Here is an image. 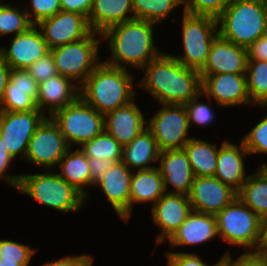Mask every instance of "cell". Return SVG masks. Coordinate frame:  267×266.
<instances>
[{
	"instance_id": "7a4b0ae2",
	"label": "cell",
	"mask_w": 267,
	"mask_h": 266,
	"mask_svg": "<svg viewBox=\"0 0 267 266\" xmlns=\"http://www.w3.org/2000/svg\"><path fill=\"white\" fill-rule=\"evenodd\" d=\"M153 24L134 18L106 29L101 37L109 42L111 59L104 62L124 69L127 64L142 69L158 57L162 52L153 45Z\"/></svg>"
},
{
	"instance_id": "ac0fdd59",
	"label": "cell",
	"mask_w": 267,
	"mask_h": 266,
	"mask_svg": "<svg viewBox=\"0 0 267 266\" xmlns=\"http://www.w3.org/2000/svg\"><path fill=\"white\" fill-rule=\"evenodd\" d=\"M192 211L188 195L165 193L155 204L152 213L154 222L161 227L157 245L168 239L186 220Z\"/></svg>"
},
{
	"instance_id": "44dd1931",
	"label": "cell",
	"mask_w": 267,
	"mask_h": 266,
	"mask_svg": "<svg viewBox=\"0 0 267 266\" xmlns=\"http://www.w3.org/2000/svg\"><path fill=\"white\" fill-rule=\"evenodd\" d=\"M158 160H160V166L157 168L163 178L165 193L167 192V185L170 184L174 187V191L167 193L189 195L195 176L185 150L160 152Z\"/></svg>"
},
{
	"instance_id": "ee69618b",
	"label": "cell",
	"mask_w": 267,
	"mask_h": 266,
	"mask_svg": "<svg viewBox=\"0 0 267 266\" xmlns=\"http://www.w3.org/2000/svg\"><path fill=\"white\" fill-rule=\"evenodd\" d=\"M14 160V158L9 154L7 148L4 145V142L2 141L0 137V179H2V176L6 178V183H9L12 186H15V188L19 187L21 175H5L4 173L9 169V166L11 164V161Z\"/></svg>"
},
{
	"instance_id": "f546056e",
	"label": "cell",
	"mask_w": 267,
	"mask_h": 266,
	"mask_svg": "<svg viewBox=\"0 0 267 266\" xmlns=\"http://www.w3.org/2000/svg\"><path fill=\"white\" fill-rule=\"evenodd\" d=\"M188 154L195 177L214 176L217 168L219 148L194 137L183 148Z\"/></svg>"
},
{
	"instance_id": "d590c367",
	"label": "cell",
	"mask_w": 267,
	"mask_h": 266,
	"mask_svg": "<svg viewBox=\"0 0 267 266\" xmlns=\"http://www.w3.org/2000/svg\"><path fill=\"white\" fill-rule=\"evenodd\" d=\"M230 0H181L184 12L194 15H208L217 18Z\"/></svg>"
},
{
	"instance_id": "db71d44e",
	"label": "cell",
	"mask_w": 267,
	"mask_h": 266,
	"mask_svg": "<svg viewBox=\"0 0 267 266\" xmlns=\"http://www.w3.org/2000/svg\"><path fill=\"white\" fill-rule=\"evenodd\" d=\"M260 167H262V168L267 172V165H266V164H263V165L260 166Z\"/></svg>"
},
{
	"instance_id": "4fadbf2b",
	"label": "cell",
	"mask_w": 267,
	"mask_h": 266,
	"mask_svg": "<svg viewBox=\"0 0 267 266\" xmlns=\"http://www.w3.org/2000/svg\"><path fill=\"white\" fill-rule=\"evenodd\" d=\"M36 26L50 50L87 38L93 32L87 17L63 10L41 20Z\"/></svg>"
},
{
	"instance_id": "681fc988",
	"label": "cell",
	"mask_w": 267,
	"mask_h": 266,
	"mask_svg": "<svg viewBox=\"0 0 267 266\" xmlns=\"http://www.w3.org/2000/svg\"><path fill=\"white\" fill-rule=\"evenodd\" d=\"M11 70L9 64L0 56V106L3 103L6 85L9 81Z\"/></svg>"
},
{
	"instance_id": "7c38bea8",
	"label": "cell",
	"mask_w": 267,
	"mask_h": 266,
	"mask_svg": "<svg viewBox=\"0 0 267 266\" xmlns=\"http://www.w3.org/2000/svg\"><path fill=\"white\" fill-rule=\"evenodd\" d=\"M46 118L38 108L32 111H0V137L9 154L25 158L28 144L36 128Z\"/></svg>"
},
{
	"instance_id": "f907efd6",
	"label": "cell",
	"mask_w": 267,
	"mask_h": 266,
	"mask_svg": "<svg viewBox=\"0 0 267 266\" xmlns=\"http://www.w3.org/2000/svg\"><path fill=\"white\" fill-rule=\"evenodd\" d=\"M267 250V215L260 217L259 236L256 252L264 253Z\"/></svg>"
},
{
	"instance_id": "b9f144b4",
	"label": "cell",
	"mask_w": 267,
	"mask_h": 266,
	"mask_svg": "<svg viewBox=\"0 0 267 266\" xmlns=\"http://www.w3.org/2000/svg\"><path fill=\"white\" fill-rule=\"evenodd\" d=\"M221 258V266H267V257L264 253L250 251L232 260L228 252Z\"/></svg>"
},
{
	"instance_id": "ffe728a7",
	"label": "cell",
	"mask_w": 267,
	"mask_h": 266,
	"mask_svg": "<svg viewBox=\"0 0 267 266\" xmlns=\"http://www.w3.org/2000/svg\"><path fill=\"white\" fill-rule=\"evenodd\" d=\"M39 84L26 69H12L0 111L36 110Z\"/></svg>"
},
{
	"instance_id": "1f68e13d",
	"label": "cell",
	"mask_w": 267,
	"mask_h": 266,
	"mask_svg": "<svg viewBox=\"0 0 267 266\" xmlns=\"http://www.w3.org/2000/svg\"><path fill=\"white\" fill-rule=\"evenodd\" d=\"M246 83L251 102L267 106V61L248 59Z\"/></svg>"
},
{
	"instance_id": "603a6c76",
	"label": "cell",
	"mask_w": 267,
	"mask_h": 266,
	"mask_svg": "<svg viewBox=\"0 0 267 266\" xmlns=\"http://www.w3.org/2000/svg\"><path fill=\"white\" fill-rule=\"evenodd\" d=\"M73 80L55 75L39 84L36 106L42 112L49 107L50 117L59 109L73 103L80 97V87L71 84Z\"/></svg>"
},
{
	"instance_id": "d4e9b609",
	"label": "cell",
	"mask_w": 267,
	"mask_h": 266,
	"mask_svg": "<svg viewBox=\"0 0 267 266\" xmlns=\"http://www.w3.org/2000/svg\"><path fill=\"white\" fill-rule=\"evenodd\" d=\"M218 236L216 216L191 211L169 238L171 246L197 245Z\"/></svg>"
},
{
	"instance_id": "f5cc1de1",
	"label": "cell",
	"mask_w": 267,
	"mask_h": 266,
	"mask_svg": "<svg viewBox=\"0 0 267 266\" xmlns=\"http://www.w3.org/2000/svg\"><path fill=\"white\" fill-rule=\"evenodd\" d=\"M264 35L267 36V18H266V22H265V31H264Z\"/></svg>"
},
{
	"instance_id": "e575fe53",
	"label": "cell",
	"mask_w": 267,
	"mask_h": 266,
	"mask_svg": "<svg viewBox=\"0 0 267 266\" xmlns=\"http://www.w3.org/2000/svg\"><path fill=\"white\" fill-rule=\"evenodd\" d=\"M33 24L30 22L27 13L9 4L0 5V36L14 34L15 36L26 32Z\"/></svg>"
},
{
	"instance_id": "2e32d148",
	"label": "cell",
	"mask_w": 267,
	"mask_h": 266,
	"mask_svg": "<svg viewBox=\"0 0 267 266\" xmlns=\"http://www.w3.org/2000/svg\"><path fill=\"white\" fill-rule=\"evenodd\" d=\"M9 49L0 48V56L11 69H27L31 64L50 52L41 31L36 25L26 32L14 35Z\"/></svg>"
},
{
	"instance_id": "4316f807",
	"label": "cell",
	"mask_w": 267,
	"mask_h": 266,
	"mask_svg": "<svg viewBox=\"0 0 267 266\" xmlns=\"http://www.w3.org/2000/svg\"><path fill=\"white\" fill-rule=\"evenodd\" d=\"M160 151L153 135L145 128L128 145L123 147L122 162L135 170L156 168L147 166L150 162L159 159Z\"/></svg>"
},
{
	"instance_id": "7402d4cb",
	"label": "cell",
	"mask_w": 267,
	"mask_h": 266,
	"mask_svg": "<svg viewBox=\"0 0 267 266\" xmlns=\"http://www.w3.org/2000/svg\"><path fill=\"white\" fill-rule=\"evenodd\" d=\"M105 131L124 147L145 129L146 120L139 107L131 101L104 115Z\"/></svg>"
},
{
	"instance_id": "52a82bcc",
	"label": "cell",
	"mask_w": 267,
	"mask_h": 266,
	"mask_svg": "<svg viewBox=\"0 0 267 266\" xmlns=\"http://www.w3.org/2000/svg\"><path fill=\"white\" fill-rule=\"evenodd\" d=\"M52 120L59 126L68 145H83L105 131L104 115L97 112L81 97L57 110Z\"/></svg>"
},
{
	"instance_id": "7bdbcfd3",
	"label": "cell",
	"mask_w": 267,
	"mask_h": 266,
	"mask_svg": "<svg viewBox=\"0 0 267 266\" xmlns=\"http://www.w3.org/2000/svg\"><path fill=\"white\" fill-rule=\"evenodd\" d=\"M168 266H208L194 253L167 252ZM221 266V259L214 265Z\"/></svg>"
},
{
	"instance_id": "5b68a950",
	"label": "cell",
	"mask_w": 267,
	"mask_h": 266,
	"mask_svg": "<svg viewBox=\"0 0 267 266\" xmlns=\"http://www.w3.org/2000/svg\"><path fill=\"white\" fill-rule=\"evenodd\" d=\"M47 172L21 175L17 190L57 211L80 210L86 197L62 179L58 173H52V170Z\"/></svg>"
},
{
	"instance_id": "d6a6232c",
	"label": "cell",
	"mask_w": 267,
	"mask_h": 266,
	"mask_svg": "<svg viewBox=\"0 0 267 266\" xmlns=\"http://www.w3.org/2000/svg\"><path fill=\"white\" fill-rule=\"evenodd\" d=\"M181 0H132L133 16L152 23L161 22Z\"/></svg>"
},
{
	"instance_id": "277c9868",
	"label": "cell",
	"mask_w": 267,
	"mask_h": 266,
	"mask_svg": "<svg viewBox=\"0 0 267 266\" xmlns=\"http://www.w3.org/2000/svg\"><path fill=\"white\" fill-rule=\"evenodd\" d=\"M266 18L267 0H230L217 17L218 34L247 49L264 35Z\"/></svg>"
},
{
	"instance_id": "30bf717a",
	"label": "cell",
	"mask_w": 267,
	"mask_h": 266,
	"mask_svg": "<svg viewBox=\"0 0 267 266\" xmlns=\"http://www.w3.org/2000/svg\"><path fill=\"white\" fill-rule=\"evenodd\" d=\"M146 129L154 136L160 152L181 150L191 138L188 116L184 105L163 104V107L152 117Z\"/></svg>"
},
{
	"instance_id": "d6986e66",
	"label": "cell",
	"mask_w": 267,
	"mask_h": 266,
	"mask_svg": "<svg viewBox=\"0 0 267 266\" xmlns=\"http://www.w3.org/2000/svg\"><path fill=\"white\" fill-rule=\"evenodd\" d=\"M132 171L122 161L114 163L95 184L103 190L113 209L123 219H130V182Z\"/></svg>"
},
{
	"instance_id": "60d3db41",
	"label": "cell",
	"mask_w": 267,
	"mask_h": 266,
	"mask_svg": "<svg viewBox=\"0 0 267 266\" xmlns=\"http://www.w3.org/2000/svg\"><path fill=\"white\" fill-rule=\"evenodd\" d=\"M26 70L38 84L58 74L51 52L31 64Z\"/></svg>"
},
{
	"instance_id": "f35d334b",
	"label": "cell",
	"mask_w": 267,
	"mask_h": 266,
	"mask_svg": "<svg viewBox=\"0 0 267 266\" xmlns=\"http://www.w3.org/2000/svg\"><path fill=\"white\" fill-rule=\"evenodd\" d=\"M199 96L192 98L188 103L184 104L187 111L188 124L195 122L200 126L208 125L215 118L212 108L207 103L198 102Z\"/></svg>"
},
{
	"instance_id": "cb8c5ba5",
	"label": "cell",
	"mask_w": 267,
	"mask_h": 266,
	"mask_svg": "<svg viewBox=\"0 0 267 266\" xmlns=\"http://www.w3.org/2000/svg\"><path fill=\"white\" fill-rule=\"evenodd\" d=\"M248 154L249 152L244 147L242 141L239 148L231 142H222L219 148L217 168L214 176L238 192L248 178L245 175L243 159Z\"/></svg>"
},
{
	"instance_id": "74e56055",
	"label": "cell",
	"mask_w": 267,
	"mask_h": 266,
	"mask_svg": "<svg viewBox=\"0 0 267 266\" xmlns=\"http://www.w3.org/2000/svg\"><path fill=\"white\" fill-rule=\"evenodd\" d=\"M242 143L250 154H267V116L244 137Z\"/></svg>"
},
{
	"instance_id": "bcb514c9",
	"label": "cell",
	"mask_w": 267,
	"mask_h": 266,
	"mask_svg": "<svg viewBox=\"0 0 267 266\" xmlns=\"http://www.w3.org/2000/svg\"><path fill=\"white\" fill-rule=\"evenodd\" d=\"M93 0H60L61 10L89 17Z\"/></svg>"
},
{
	"instance_id": "83f0119b",
	"label": "cell",
	"mask_w": 267,
	"mask_h": 266,
	"mask_svg": "<svg viewBox=\"0 0 267 266\" xmlns=\"http://www.w3.org/2000/svg\"><path fill=\"white\" fill-rule=\"evenodd\" d=\"M130 183V216L134 203L153 201L155 204L165 194L158 168L138 170L135 174L133 172Z\"/></svg>"
},
{
	"instance_id": "3957f363",
	"label": "cell",
	"mask_w": 267,
	"mask_h": 266,
	"mask_svg": "<svg viewBox=\"0 0 267 266\" xmlns=\"http://www.w3.org/2000/svg\"><path fill=\"white\" fill-rule=\"evenodd\" d=\"M133 77L127 68L99 62L80 89V97L100 114H107L130 103L135 94ZM82 90V91H81Z\"/></svg>"
},
{
	"instance_id": "8fae6325",
	"label": "cell",
	"mask_w": 267,
	"mask_h": 266,
	"mask_svg": "<svg viewBox=\"0 0 267 266\" xmlns=\"http://www.w3.org/2000/svg\"><path fill=\"white\" fill-rule=\"evenodd\" d=\"M69 149L71 148L59 126L49 116L36 128L29 141L25 159L45 170L51 167L54 170Z\"/></svg>"
},
{
	"instance_id": "836d02e7",
	"label": "cell",
	"mask_w": 267,
	"mask_h": 266,
	"mask_svg": "<svg viewBox=\"0 0 267 266\" xmlns=\"http://www.w3.org/2000/svg\"><path fill=\"white\" fill-rule=\"evenodd\" d=\"M80 149L87 158H111L116 162L122 160L123 147L106 131L84 143Z\"/></svg>"
},
{
	"instance_id": "5bb4252c",
	"label": "cell",
	"mask_w": 267,
	"mask_h": 266,
	"mask_svg": "<svg viewBox=\"0 0 267 266\" xmlns=\"http://www.w3.org/2000/svg\"><path fill=\"white\" fill-rule=\"evenodd\" d=\"M188 196L193 211L216 216L237 198V191L215 176L194 177Z\"/></svg>"
},
{
	"instance_id": "ab89813d",
	"label": "cell",
	"mask_w": 267,
	"mask_h": 266,
	"mask_svg": "<svg viewBox=\"0 0 267 266\" xmlns=\"http://www.w3.org/2000/svg\"><path fill=\"white\" fill-rule=\"evenodd\" d=\"M30 2L32 9H27L25 12L33 25L61 11L60 0H31ZM32 14L34 18H31Z\"/></svg>"
},
{
	"instance_id": "4dcf8cb0",
	"label": "cell",
	"mask_w": 267,
	"mask_h": 266,
	"mask_svg": "<svg viewBox=\"0 0 267 266\" xmlns=\"http://www.w3.org/2000/svg\"><path fill=\"white\" fill-rule=\"evenodd\" d=\"M237 197L259 217L267 215V172L259 167L254 175H248Z\"/></svg>"
},
{
	"instance_id": "9c48e42d",
	"label": "cell",
	"mask_w": 267,
	"mask_h": 266,
	"mask_svg": "<svg viewBox=\"0 0 267 266\" xmlns=\"http://www.w3.org/2000/svg\"><path fill=\"white\" fill-rule=\"evenodd\" d=\"M96 34L102 36L100 33L92 32L87 38L50 50L59 75L73 82L78 79L81 85L84 83L99 64L97 58L101 39H96Z\"/></svg>"
},
{
	"instance_id": "6da1fadb",
	"label": "cell",
	"mask_w": 267,
	"mask_h": 266,
	"mask_svg": "<svg viewBox=\"0 0 267 266\" xmlns=\"http://www.w3.org/2000/svg\"><path fill=\"white\" fill-rule=\"evenodd\" d=\"M141 70L146 71L140 86L161 104L184 105L202 94L199 71L185 67L171 54L162 52Z\"/></svg>"
},
{
	"instance_id": "f6af8a7d",
	"label": "cell",
	"mask_w": 267,
	"mask_h": 266,
	"mask_svg": "<svg viewBox=\"0 0 267 266\" xmlns=\"http://www.w3.org/2000/svg\"><path fill=\"white\" fill-rule=\"evenodd\" d=\"M90 166L91 185H95L103 176V174L116 163L114 159L106 158H88Z\"/></svg>"
},
{
	"instance_id": "816d5d0a",
	"label": "cell",
	"mask_w": 267,
	"mask_h": 266,
	"mask_svg": "<svg viewBox=\"0 0 267 266\" xmlns=\"http://www.w3.org/2000/svg\"><path fill=\"white\" fill-rule=\"evenodd\" d=\"M0 266H28V264H19L17 262L1 261L0 258Z\"/></svg>"
},
{
	"instance_id": "8d00e7d4",
	"label": "cell",
	"mask_w": 267,
	"mask_h": 266,
	"mask_svg": "<svg viewBox=\"0 0 267 266\" xmlns=\"http://www.w3.org/2000/svg\"><path fill=\"white\" fill-rule=\"evenodd\" d=\"M34 250L25 244H19L11 240H0L1 261L29 264Z\"/></svg>"
},
{
	"instance_id": "484cf974",
	"label": "cell",
	"mask_w": 267,
	"mask_h": 266,
	"mask_svg": "<svg viewBox=\"0 0 267 266\" xmlns=\"http://www.w3.org/2000/svg\"><path fill=\"white\" fill-rule=\"evenodd\" d=\"M132 0H93L88 21L93 32L102 34L109 27L134 19Z\"/></svg>"
},
{
	"instance_id": "f1b7e54d",
	"label": "cell",
	"mask_w": 267,
	"mask_h": 266,
	"mask_svg": "<svg viewBox=\"0 0 267 266\" xmlns=\"http://www.w3.org/2000/svg\"><path fill=\"white\" fill-rule=\"evenodd\" d=\"M59 165L61 173L58 175L87 197L88 193L83 187L91 185L90 166L88 158L80 148L73 152L69 149L60 159Z\"/></svg>"
},
{
	"instance_id": "e0dca14e",
	"label": "cell",
	"mask_w": 267,
	"mask_h": 266,
	"mask_svg": "<svg viewBox=\"0 0 267 266\" xmlns=\"http://www.w3.org/2000/svg\"><path fill=\"white\" fill-rule=\"evenodd\" d=\"M215 98L220 106L249 104L246 73H220L202 80V95Z\"/></svg>"
},
{
	"instance_id": "8992f818",
	"label": "cell",
	"mask_w": 267,
	"mask_h": 266,
	"mask_svg": "<svg viewBox=\"0 0 267 266\" xmlns=\"http://www.w3.org/2000/svg\"><path fill=\"white\" fill-rule=\"evenodd\" d=\"M182 20L184 55L172 56L185 67L200 71L206 64L210 46L218 35L217 18L184 12Z\"/></svg>"
},
{
	"instance_id": "ba28073f",
	"label": "cell",
	"mask_w": 267,
	"mask_h": 266,
	"mask_svg": "<svg viewBox=\"0 0 267 266\" xmlns=\"http://www.w3.org/2000/svg\"><path fill=\"white\" fill-rule=\"evenodd\" d=\"M216 220L218 235L223 241L255 251L260 217L238 197L216 215Z\"/></svg>"
},
{
	"instance_id": "7dc6e473",
	"label": "cell",
	"mask_w": 267,
	"mask_h": 266,
	"mask_svg": "<svg viewBox=\"0 0 267 266\" xmlns=\"http://www.w3.org/2000/svg\"><path fill=\"white\" fill-rule=\"evenodd\" d=\"M93 258L89 255L66 256L57 261H51L42 266H92Z\"/></svg>"
},
{
	"instance_id": "c3c4849f",
	"label": "cell",
	"mask_w": 267,
	"mask_h": 266,
	"mask_svg": "<svg viewBox=\"0 0 267 266\" xmlns=\"http://www.w3.org/2000/svg\"><path fill=\"white\" fill-rule=\"evenodd\" d=\"M248 59L267 61V36L263 35L248 48Z\"/></svg>"
},
{
	"instance_id": "9a60e30c",
	"label": "cell",
	"mask_w": 267,
	"mask_h": 266,
	"mask_svg": "<svg viewBox=\"0 0 267 266\" xmlns=\"http://www.w3.org/2000/svg\"><path fill=\"white\" fill-rule=\"evenodd\" d=\"M247 61L246 48L218 34L210 46L207 62L199 73L202 80L208 75L220 73H246Z\"/></svg>"
}]
</instances>
